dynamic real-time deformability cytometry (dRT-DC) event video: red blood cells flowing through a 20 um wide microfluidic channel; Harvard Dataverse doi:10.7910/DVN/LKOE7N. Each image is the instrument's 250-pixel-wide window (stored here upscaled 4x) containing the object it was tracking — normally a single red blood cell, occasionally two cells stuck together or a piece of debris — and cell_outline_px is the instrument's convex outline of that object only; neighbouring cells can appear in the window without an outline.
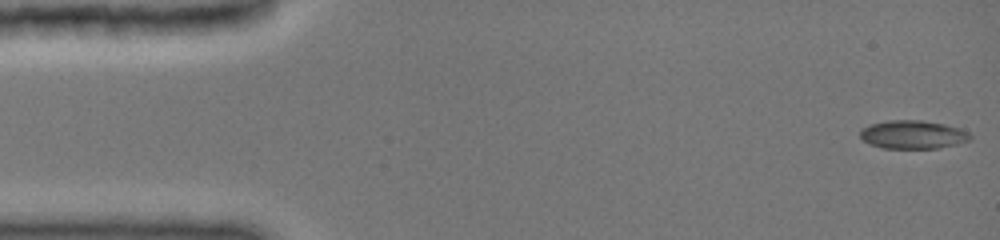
{"species": "common noctule bat (a hibernating species)", "species_latin": "Nyctalus noctula", "temperature_condition": "cold", "stored_images_in_passage": 52, "camera_frame_rate_fps": 3000, "um_per_image_px": 0.085, "animal": {"sex": "female", "body_mass_g": 19.0, "forearm_length_mm": 51.5}, "frame": {"image": 1, "passage_image": 1, "time_ms": 0.0, "image_size_px": [1000, 240], "cell_outline_px": [[972, 136], [968, 140], [956, 144], [940, 148], [884, 148], [872, 144], [864, 140], [860, 136], [860, 128], [868, 124], [888, 120], [920, 120], [944, 124], [960, 128], [968, 132]], "centroid_in_image_um": [77.58, 11.43], "position_along_channel_um": 7.4, "area_um2": 18.15}}
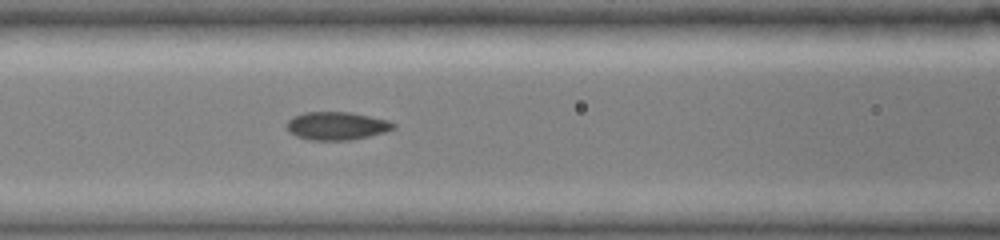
{"frame": {"image": 2, "passage_image": 21, "time_ms": 6.333, "image_size_px": [1000, 240], "cell_outline_px": [[396, 128], [384, 132], [368, 136], [348, 140], [308, 140], [296, 136], [288, 132], [288, 120], [304, 112], [348, 112], [388, 120], [396, 124]], "centroid_in_image_um": [28.62, 10.7], "position_along_channel_um": 138.0, "area_um2": 17.28}}
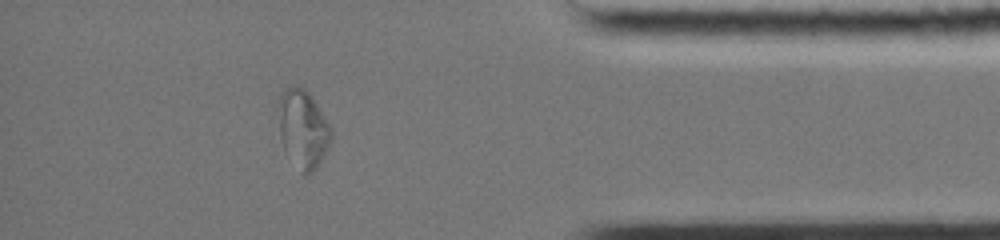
{"frame": {"image": 3, "passage_image": 45, "time_ms": 13.667, "image_size_px": [1000, 240], "cell_outline_px": [[332, 140], [320, 164], [308, 176], [300, 172], [284, 152], [280, 140], [276, 108], [280, 96], [284, 88], [304, 88], [308, 92], [332, 128]], "centroid_in_image_um": [25.72, 11.01], "position_along_channel_um": 409.5, "area_um2": 24.51}, "authors_computed_cell_mechanics": {"area_um2": 17.5712, "velocity_mm_per_s": 3.9653, "shape_relaxation_time_tau1_ms": null, "shape_relaxation_time_tau2_ms": 1.3144, "deformation_change_tau1": null, "deformation_change_tau2": 0.0515}}